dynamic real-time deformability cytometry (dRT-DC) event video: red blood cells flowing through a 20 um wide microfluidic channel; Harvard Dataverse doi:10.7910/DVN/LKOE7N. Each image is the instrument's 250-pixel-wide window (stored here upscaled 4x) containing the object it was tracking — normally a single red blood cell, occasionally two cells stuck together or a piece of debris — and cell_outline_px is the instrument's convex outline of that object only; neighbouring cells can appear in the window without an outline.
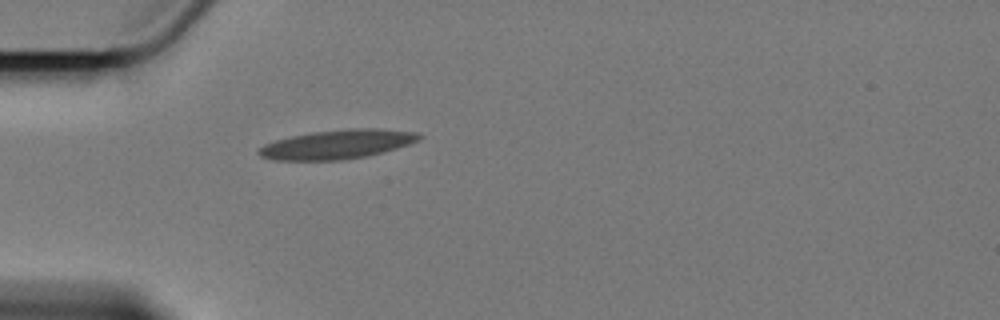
{"species": "Egyptian fruit bat (a non-hibernating species)", "species_latin": "Rousettus aegyptiacus", "temperature_condition": "cold", "stored_images_in_passage": 35, "camera_frame_rate_fps": 3000, "um_per_image_px": 0.085, "animal": {"sex": "female"}, "frame": {"image": 1, "passage_image": 1, "time_ms": 0.0, "image_size_px": [1000, 320], "cell_outline_px": [[424, 136], [408, 144], [384, 152], [368, 156], [344, 160], [276, 160], [260, 156], [256, 152], [264, 144], [276, 140], [292, 136], [312, 132], [348, 128], [380, 128], [416, 132]], "centroid_in_image_um": [28.67, 12.26], "position_along_channel_um": 56.3, "area_um2": 27.22}}
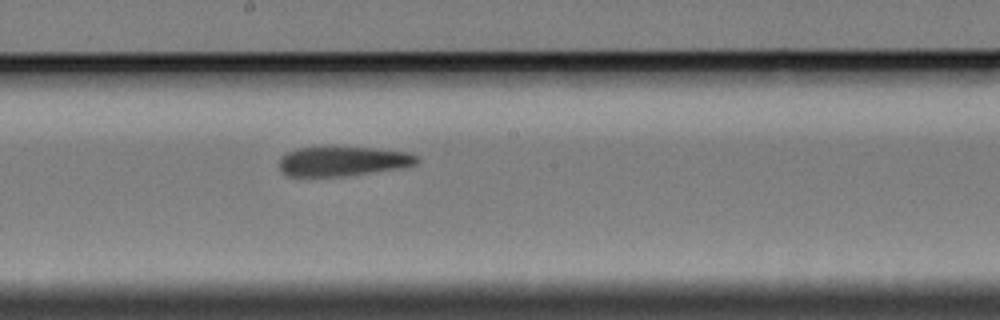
{"frame": {"image": 2, "passage_image": 16, "time_ms": 5.0, "image_size_px": [1000, 320], "cell_outline_px": [[420, 160], [416, 164], [400, 168], [344, 176], [288, 176], [280, 172], [280, 156], [296, 148], [372, 148], [408, 152], [416, 156]], "centroid_in_image_um": [29.12, 13.72], "position_along_channel_um": 219.1, "area_um2": 23.41}}
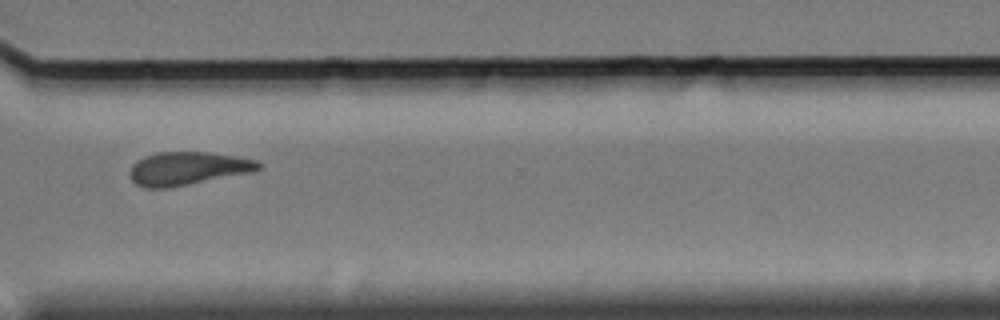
{"frame": {"image": 3, "passage_image": 28, "time_ms": 9.0, "image_size_px": [1000, 320], "cell_outline_px": [[264, 168], [252, 172], [168, 188], [144, 188], [136, 184], [132, 180], [132, 164], [144, 156], [156, 152], [208, 152], [236, 156], [256, 160], [264, 164]], "centroid_in_image_um": [16.01, 14.31], "position_along_channel_um": 354.6, "area_um2": 24.91}, "authors_computed_cell_mechanics": {"area_um2": 24.854, "velocity_mm_per_s": 3.3906, "shape_relaxation_time_tau1_ms": 5.4268, "shape_relaxation_time_tau2_ms": 4.1639, "deformation_change_tau1": 0.1673, "deformation_change_tau2": 0.1381}}